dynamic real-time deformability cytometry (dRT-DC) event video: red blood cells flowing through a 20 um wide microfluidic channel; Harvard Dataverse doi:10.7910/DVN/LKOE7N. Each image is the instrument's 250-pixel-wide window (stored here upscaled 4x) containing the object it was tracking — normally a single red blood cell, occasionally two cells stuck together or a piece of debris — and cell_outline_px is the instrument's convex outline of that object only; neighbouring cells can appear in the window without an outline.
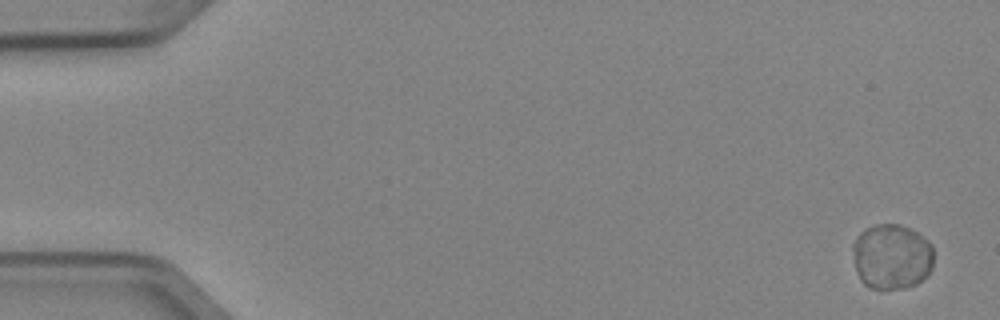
{"species": "Egyptian fruit bat (a non-hibernating species)", "species_latin": "Rousettus aegyptiacus", "temperature_condition": "cold", "stored_images_in_passage": 5, "camera_frame_rate_fps": 3000, "um_per_image_px": 0.085, "animal": {"sex": "female"}, "frame": {"image": 1, "passage_image": 1, "time_ms": 0.0, "image_size_px": [1000, 320], "cell_outline_px": [[932, 268], [916, 284], [904, 288], [868, 288], [860, 280], [856, 272], [852, 248], [856, 236], [864, 228], [876, 224], [900, 224], [916, 232], [928, 240], [932, 244]], "centroid_in_image_um": [75.76, 21.79], "position_along_channel_um": 9.2, "area_um2": 30.87}}
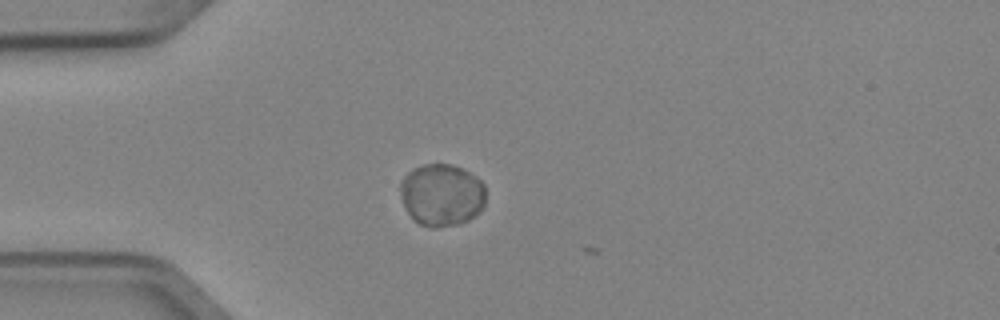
{"frame": {"image": 2, "passage_image": 4, "time_ms": 1.0, "image_size_px": [1000, 320], "cell_outline_px": [[484, 204], [468, 220], [456, 224], [436, 228], [432, 228], [420, 224], [412, 220], [404, 204], [400, 192], [400, 184], [404, 176], [412, 168], [424, 164], [452, 164], [476, 176], [484, 184]], "centroid_in_image_um": [37.51, 16.55], "position_along_channel_um": 47.5, "area_um2": 30.81}}